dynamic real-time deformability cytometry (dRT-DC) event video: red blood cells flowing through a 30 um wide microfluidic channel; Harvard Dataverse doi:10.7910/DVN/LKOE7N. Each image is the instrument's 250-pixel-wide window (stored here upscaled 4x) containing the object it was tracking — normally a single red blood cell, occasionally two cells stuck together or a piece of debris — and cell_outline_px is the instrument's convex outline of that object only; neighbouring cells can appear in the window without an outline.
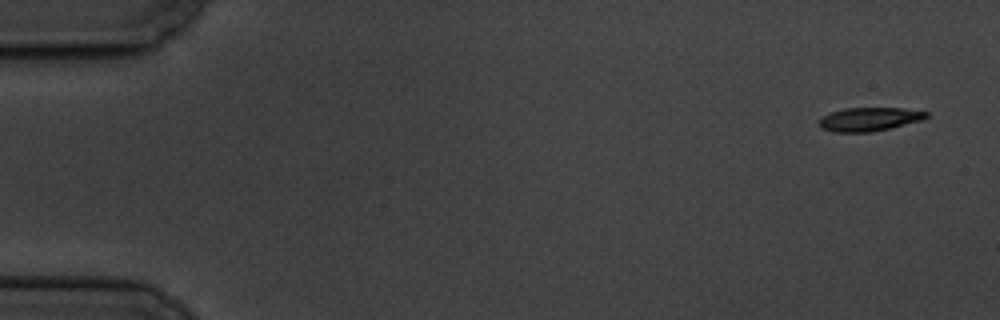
{"species": "common noctule bat (a hibernating species)", "species_latin": "Nyctalus noctula", "temperature_condition": "cold", "stored_images_in_passage": 6, "camera_frame_rate_fps": 3000, "um_per_image_px": 0.085, "animal": {"sex": "male", "body_mass_g": 19.5, "forearm_length_mm": 54.6}, "frame": {"image": 1, "passage_image": 1, "time_ms": 0.0, "image_size_px": [1000, 320], "cell_outline_px": [[928, 116], [924, 120], [892, 128], [872, 132], [832, 132], [820, 128], [820, 120], [824, 116], [832, 112], [844, 108], [904, 108], [928, 112]], "centroid_in_image_um": [73.94, 10.14], "position_along_channel_um": 11.1, "area_um2": 14.85}}
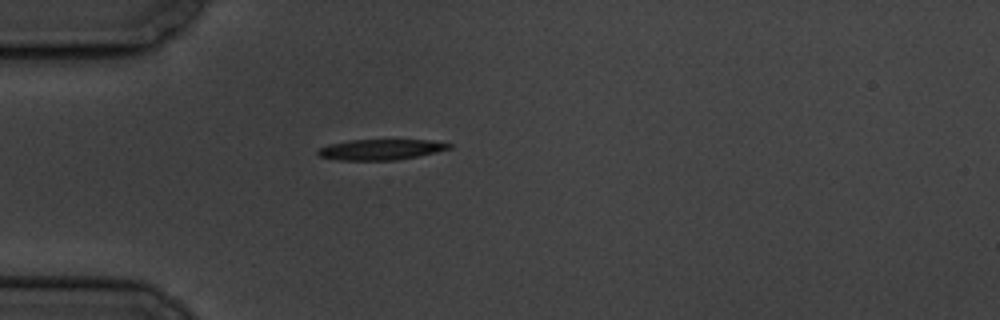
{"frame": {"image": 2, "passage_image": 5, "time_ms": 4.667, "image_size_px": [1000, 320], "cell_outline_px": [[452, 148], [436, 152], [396, 160], [340, 160], [320, 156], [316, 152], [320, 148], [328, 144], [348, 140], [432, 140], [452, 144]], "centroid_in_image_um": [32.37, 12.7], "position_along_channel_um": 52.6, "area_um2": 15.66}}